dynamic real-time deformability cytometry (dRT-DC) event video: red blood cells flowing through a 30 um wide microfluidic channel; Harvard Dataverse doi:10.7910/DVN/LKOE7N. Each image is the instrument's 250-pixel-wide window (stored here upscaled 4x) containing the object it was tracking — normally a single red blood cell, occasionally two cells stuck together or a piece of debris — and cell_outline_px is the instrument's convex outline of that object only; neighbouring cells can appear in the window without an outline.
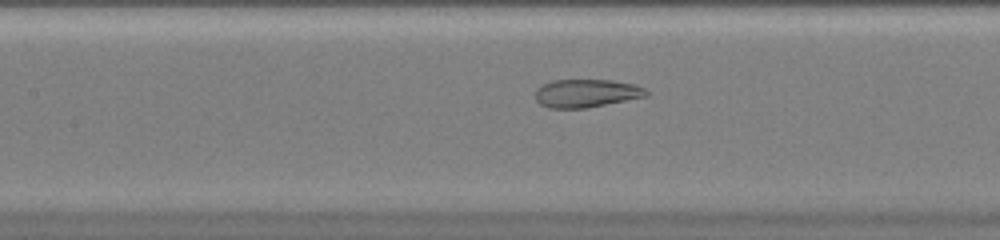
{"species": "common noctule bat (a hibernating species)", "species_latin": "Nyctalus noctula", "temperature_condition": "warm", "stored_images_in_passage": 34, "camera_frame_rate_fps": 3000, "um_per_image_px": 0.085, "animal": {"sex": "female", "body_mass_g": 20.0, "forearm_length_mm": 54.0}, "frame": {"image": 1, "passage_image": 16, "time_ms": 5.0, "image_size_px": [1000, 240], "cell_outline_px": [[648, 96], [584, 108], [548, 108], [540, 104], [536, 100], [536, 88], [552, 80], [612, 80], [636, 84], [644, 88], [648, 92]], "centroid_in_image_um": [49.84, 7.92], "position_along_channel_um": 157.6, "area_um2": 18.15}}
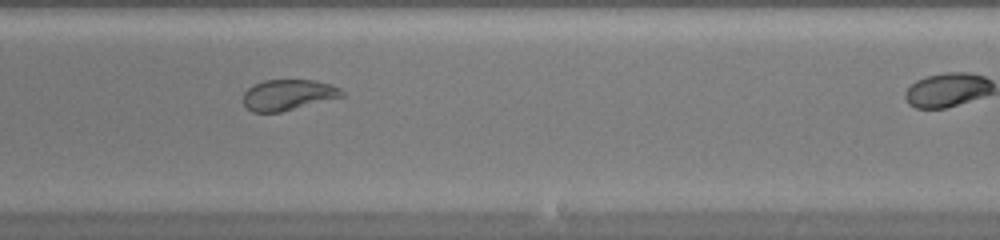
{"frame": {"image": 2, "passage_image": 24, "time_ms": 7.667, "image_size_px": [1000, 240], "cell_outline_px": [[344, 96], [280, 112], [252, 112], [244, 104], [244, 92], [248, 88], [264, 80], [316, 80], [332, 84], [340, 88], [344, 92]], "centroid_in_image_um": [24.51, 8.05], "position_along_channel_um": 264.5, "area_um2": 17.57}}
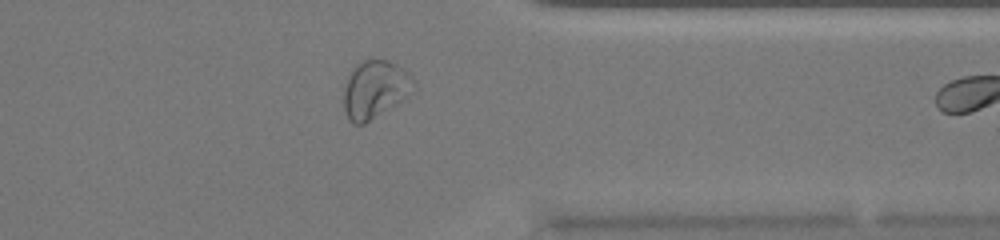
{"frame": {"image": 3, "passage_image": 33, "time_ms": 10.667, "image_size_px": [1000, 240], "cell_outline_px": [[416, 84], [408, 96], [404, 100], [364, 124], [352, 124], [348, 120], [344, 108], [344, 88], [348, 76], [356, 64], [372, 56], [388, 60], [396, 64], [408, 72], [416, 80]], "centroid_in_image_um": [31.89, 7.57], "position_along_channel_um": 379.5, "area_um2": 24.04}}